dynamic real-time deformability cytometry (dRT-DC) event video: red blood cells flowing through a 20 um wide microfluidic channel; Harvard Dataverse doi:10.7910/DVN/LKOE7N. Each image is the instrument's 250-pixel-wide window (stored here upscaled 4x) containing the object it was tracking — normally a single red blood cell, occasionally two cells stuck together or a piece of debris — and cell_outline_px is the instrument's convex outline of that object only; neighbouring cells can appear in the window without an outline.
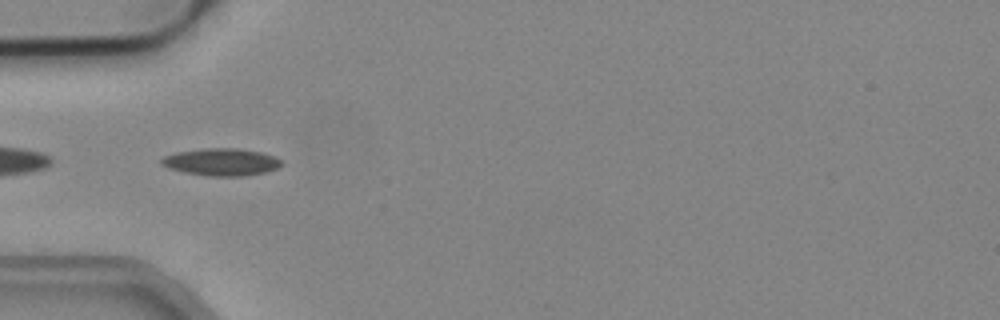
{"species": "common noctule bat (a hibernating species)", "species_latin": "Nyctalus noctula", "temperature_condition": "cold", "stored_images_in_passage": 7, "camera_frame_rate_fps": 3000, "um_per_image_px": 0.085, "animal": {"sex": "male", "body_mass_g": 19.2, "forearm_length_mm": 51.8}, "frame": {"image": 1, "passage_image": 3, "time_ms": 0.667, "image_size_px": [1000, 320], "cell_outline_px": [[284, 164], [268, 172], [244, 176], [208, 176], [184, 172], [168, 168], [160, 164], [160, 160], [164, 156], [176, 152], [204, 148], [236, 148], [260, 152], [284, 160]], "centroid_in_image_um": [18.82, 13.77], "position_along_channel_um": 66.2, "area_um2": 19.25}}